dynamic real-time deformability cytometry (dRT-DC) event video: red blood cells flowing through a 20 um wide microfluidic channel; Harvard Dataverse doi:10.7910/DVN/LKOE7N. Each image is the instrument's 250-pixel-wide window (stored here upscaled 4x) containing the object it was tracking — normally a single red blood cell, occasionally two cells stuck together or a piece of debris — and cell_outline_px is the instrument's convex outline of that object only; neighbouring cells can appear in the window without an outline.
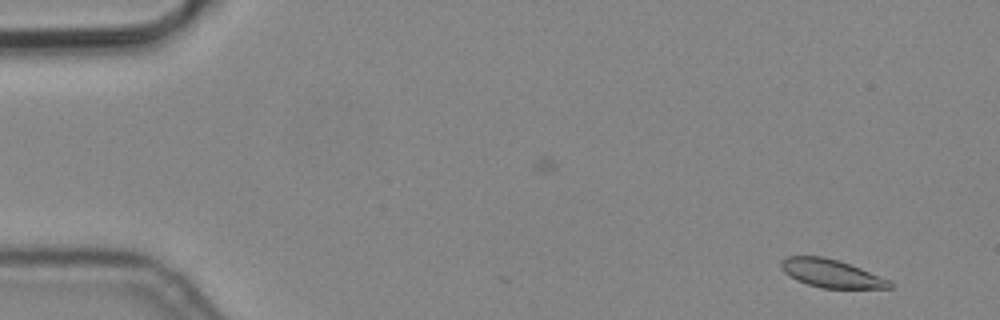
{"species": "common noctule bat (a hibernating species)", "species_latin": "Nyctalus noctula", "temperature_condition": "cold", "stored_images_in_passage": 5, "camera_frame_rate_fps": 3000, "um_per_image_px": 0.085, "animal": {"sex": "male", "body_mass_g": 19.2, "forearm_length_mm": 51.8}, "frame": {"image": 1, "passage_image": 1, "time_ms": 0.0, "image_size_px": [1000, 320], "cell_outline_px": [[892, 288], [820, 288], [796, 280], [784, 272], [780, 268], [780, 260], [788, 256], [824, 256], [840, 260], [892, 280]], "centroid_in_image_um": [70.66, 23.23], "position_along_channel_um": 14.3, "area_um2": 18.03}}
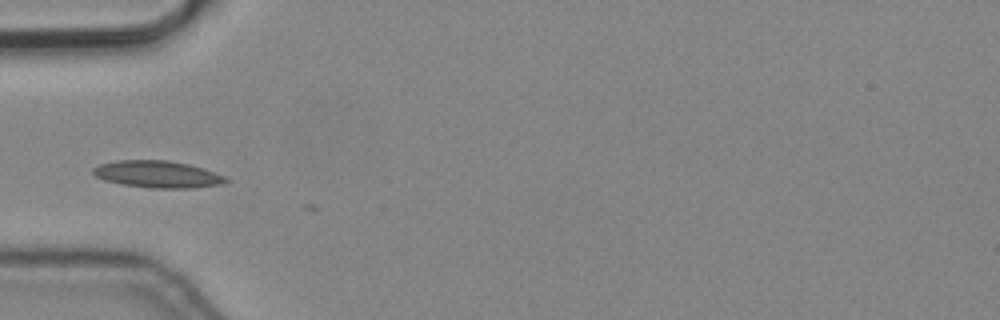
{"frame": {"image": 2, "passage_image": 5, "time_ms": 1.333, "image_size_px": [1000, 320], "cell_outline_px": [[228, 180], [220, 184], [192, 188], [152, 188], [120, 184], [104, 180], [96, 176], [92, 172], [92, 168], [100, 164], [116, 160], [168, 160], [188, 164], [204, 168], [224, 176]], "centroid_in_image_um": [13.35, 14.81], "position_along_channel_um": 71.6, "area_um2": 20.81}}